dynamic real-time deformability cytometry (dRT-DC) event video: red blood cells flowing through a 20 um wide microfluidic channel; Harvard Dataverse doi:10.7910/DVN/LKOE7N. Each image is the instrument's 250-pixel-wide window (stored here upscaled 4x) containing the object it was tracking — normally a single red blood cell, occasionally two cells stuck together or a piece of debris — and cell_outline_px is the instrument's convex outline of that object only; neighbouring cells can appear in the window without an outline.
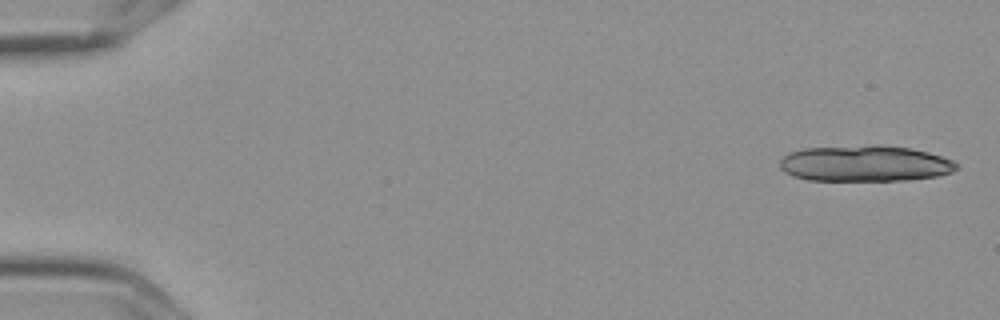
{"species": "Egyptian fruit bat (a non-hibernating species)", "species_latin": "Rousettus aegyptiacus", "temperature_condition": "cold", "stored_images_in_passage": 6, "camera_frame_rate_fps": 3000, "um_per_image_px": 0.085, "frame": {"image": 1, "passage_image": 1, "time_ms": 0.0, "image_size_px": [1000, 320], "cell_outline_px": [[960, 168], [952, 172], [936, 176], [908, 180], [808, 180], [792, 176], [784, 172], [780, 168], [780, 160], [788, 152], [804, 148], [872, 144], [880, 144], [908, 148], [928, 152], [952, 160], [960, 164]], "centroid_in_image_um": [73.52, 13.89], "position_along_channel_um": 11.5, "area_um2": 37.51}}
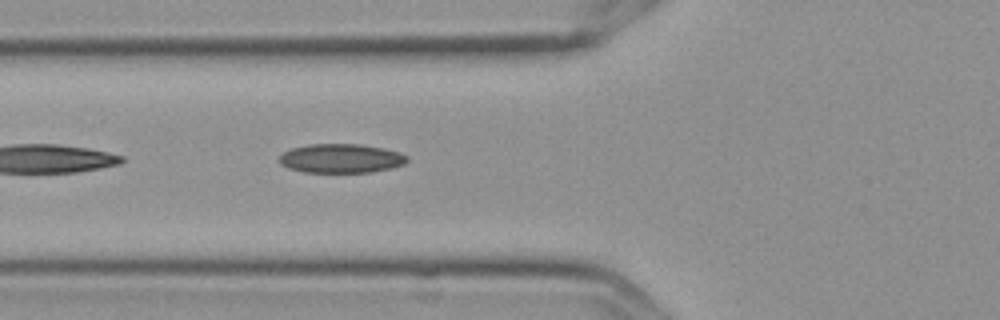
{"frame": {"image": 2, "passage_image": 6, "time_ms": 1.667, "image_size_px": [1000, 320], "cell_outline_px": [[408, 160], [404, 164], [392, 168], [372, 172], [304, 172], [288, 168], [280, 164], [280, 156], [284, 152], [292, 148], [308, 144], [360, 144], [384, 148], [400, 152], [408, 156]], "centroid_in_image_um": [29.02, 13.46], "position_along_channel_um": 96.8, "area_um2": 21.73}}